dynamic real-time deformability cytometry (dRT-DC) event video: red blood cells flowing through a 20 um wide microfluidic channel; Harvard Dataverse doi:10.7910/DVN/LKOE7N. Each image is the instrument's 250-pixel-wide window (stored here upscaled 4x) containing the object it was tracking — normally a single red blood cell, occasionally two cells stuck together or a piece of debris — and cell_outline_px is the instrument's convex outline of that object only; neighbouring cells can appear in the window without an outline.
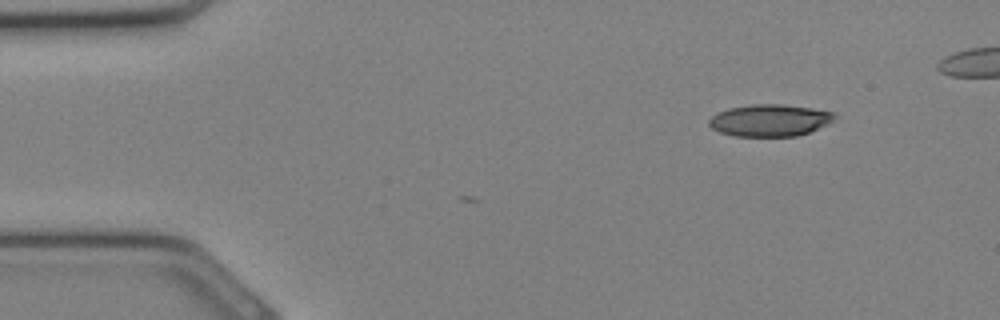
{"species": "Egyptian fruit bat (a non-hibernating species)", "species_latin": "Rousettus aegyptiacus", "temperature_condition": "cold", "stored_images_in_passage": 3, "camera_frame_rate_fps": 3000, "um_per_image_px": 0.085, "animal": {"sex": "female"}, "frame": {"image": 1, "passage_image": 1, "time_ms": 0.0, "image_size_px": [1000, 320], "cell_outline_px": [[836, 116], [828, 124], [808, 132], [796, 136], [736, 136], [720, 132], [712, 128], [708, 124], [708, 120], [716, 112], [728, 108], [752, 104], [784, 104], [812, 108], [836, 112]], "centroid_in_image_um": [65.42, 10.21], "position_along_channel_um": 19.6, "area_um2": 23.47}}